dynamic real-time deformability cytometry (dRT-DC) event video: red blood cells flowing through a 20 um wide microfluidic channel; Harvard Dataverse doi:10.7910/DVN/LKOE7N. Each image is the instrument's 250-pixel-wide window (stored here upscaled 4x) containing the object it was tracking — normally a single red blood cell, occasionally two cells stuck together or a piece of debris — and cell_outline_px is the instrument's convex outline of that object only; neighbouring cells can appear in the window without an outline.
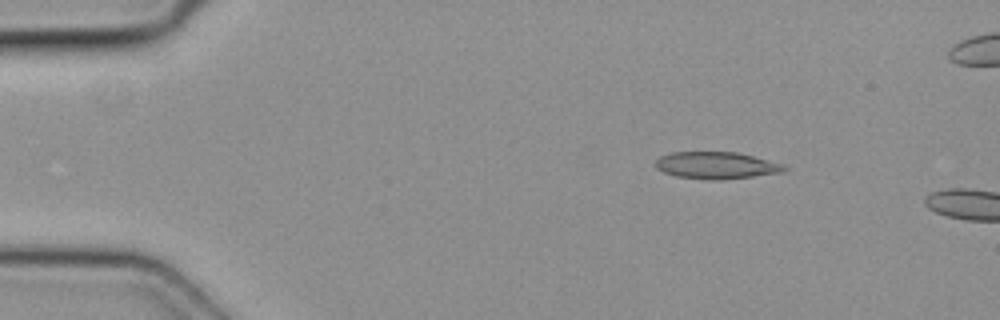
{"species": "common noctule bat (a hibernating species)", "species_latin": "Nyctalus noctula", "temperature_condition": "cold", "stored_images_in_passage": 3, "camera_frame_rate_fps": 3000, "um_per_image_px": 0.085, "animal": {"sex": "female", "body_mass_g": 19.3, "forearm_length_mm": 54.1}, "frame": {"image": 1, "passage_image": 2, "time_ms": 0.333, "image_size_px": [1000, 320], "cell_outline_px": [[788, 168], [784, 172], [720, 180], [708, 180], [676, 176], [664, 172], [656, 168], [656, 160], [660, 156], [672, 152], [736, 152], [784, 164]], "centroid_in_image_um": [60.89, 14.06], "position_along_channel_um": 24.1, "area_um2": 20.17}}